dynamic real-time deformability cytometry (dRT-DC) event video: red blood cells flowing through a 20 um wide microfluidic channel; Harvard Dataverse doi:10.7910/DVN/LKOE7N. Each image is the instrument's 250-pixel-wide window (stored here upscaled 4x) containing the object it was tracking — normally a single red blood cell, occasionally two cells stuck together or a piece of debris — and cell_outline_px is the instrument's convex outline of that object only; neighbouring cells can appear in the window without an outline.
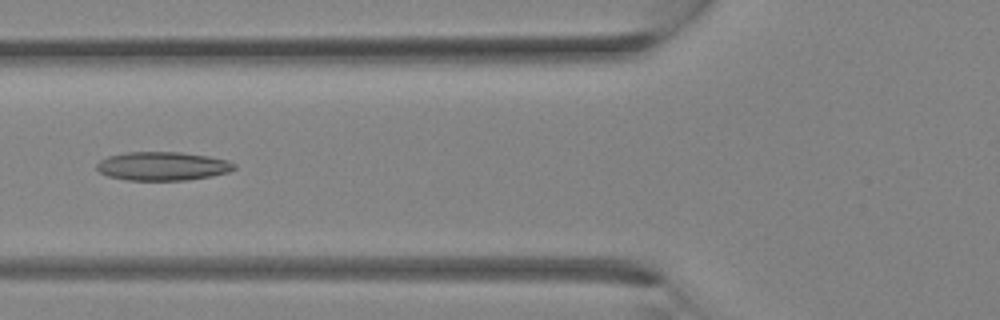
{"species": "Egyptian fruit bat (a non-hibernating species)", "species_latin": "Rousettus aegyptiacus", "temperature_condition": "room temperature", "stored_images_in_passage": 33, "camera_frame_rate_fps": 3000, "um_per_image_px": 0.085, "animal": {"sex": "female"}, "frame": {"image": 1, "passage_image": 13, "time_ms": 4.0, "image_size_px": [1000, 320], "cell_outline_px": [[236, 168], [228, 172], [212, 176], [188, 180], [128, 180], [108, 176], [100, 172], [96, 168], [96, 164], [100, 160], [108, 156], [124, 152], [180, 152], [208, 156], [228, 160], [236, 164]], "centroid_in_image_um": [13.82, 14.12], "position_along_channel_um": 112.0, "area_um2": 23.06}}
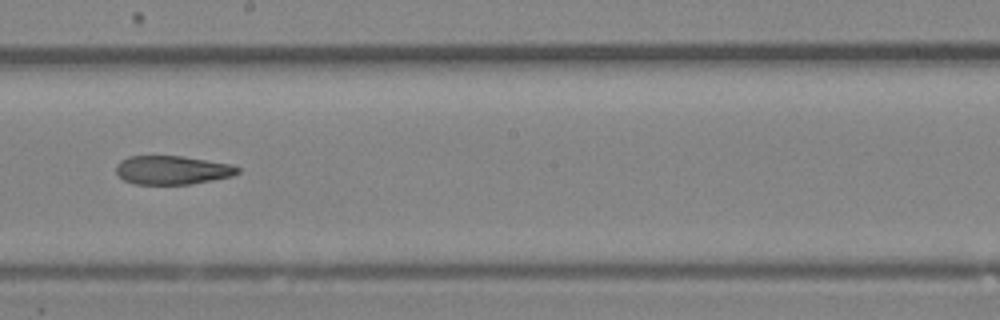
{"frame": {"image": 2, "passage_image": 19, "time_ms": 6.0, "image_size_px": [1000, 320], "cell_outline_px": [[240, 172], [232, 176], [212, 180], [188, 184], [132, 184], [124, 180], [116, 172], [116, 164], [120, 160], [128, 156], [184, 156], [232, 164], [240, 168]], "centroid_in_image_um": [14.64, 14.45], "position_along_channel_um": 233.6, "area_um2": 20.46}}
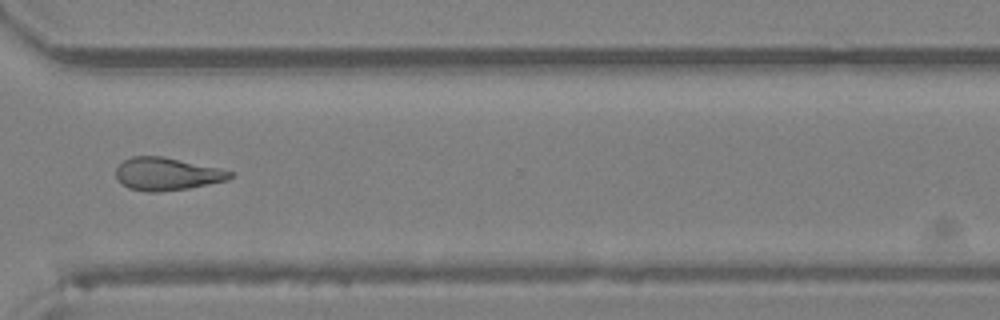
{"frame": {"image": 3, "passage_image": 25, "time_ms": 8.0, "image_size_px": [1000, 320], "cell_outline_px": [[236, 172], [228, 180], [188, 188], [156, 192], [148, 192], [128, 188], [120, 184], [116, 180], [116, 168], [124, 160], [132, 156], [160, 156], [220, 168]], "centroid_in_image_um": [14.17, 14.79], "position_along_channel_um": 356.4, "area_um2": 21.79}}